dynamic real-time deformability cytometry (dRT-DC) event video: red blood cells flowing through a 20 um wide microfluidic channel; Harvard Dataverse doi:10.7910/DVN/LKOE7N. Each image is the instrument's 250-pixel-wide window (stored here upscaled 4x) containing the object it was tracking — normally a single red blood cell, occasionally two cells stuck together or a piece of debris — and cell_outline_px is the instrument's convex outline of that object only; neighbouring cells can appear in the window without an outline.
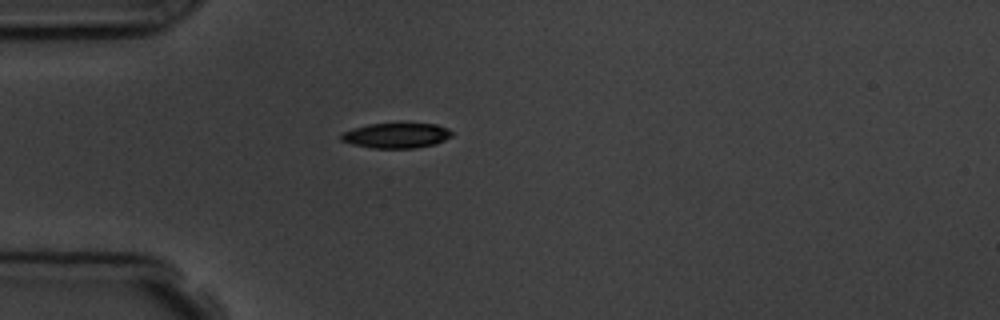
{"species": "common noctule bat (a hibernating species)", "species_latin": "Nyctalus noctula", "temperature_condition": "room temperature", "stored_images_in_passage": 3, "camera_frame_rate_fps": 3000, "um_per_image_px": 0.085, "animal": {"sex": "male", "body_mass_g": 19.5, "forearm_length_mm": 54.6}, "frame": {"image": 1, "passage_image": 1, "time_ms": 0.0, "image_size_px": [1000, 320], "cell_outline_px": [[452, 136], [436, 144], [416, 148], [372, 148], [352, 144], [340, 140], [340, 132], [352, 128], [368, 124], [436, 124], [448, 128], [452, 132]], "centroid_in_image_um": [33.66, 11.52], "position_along_channel_um": 51.3, "area_um2": 16.3}}